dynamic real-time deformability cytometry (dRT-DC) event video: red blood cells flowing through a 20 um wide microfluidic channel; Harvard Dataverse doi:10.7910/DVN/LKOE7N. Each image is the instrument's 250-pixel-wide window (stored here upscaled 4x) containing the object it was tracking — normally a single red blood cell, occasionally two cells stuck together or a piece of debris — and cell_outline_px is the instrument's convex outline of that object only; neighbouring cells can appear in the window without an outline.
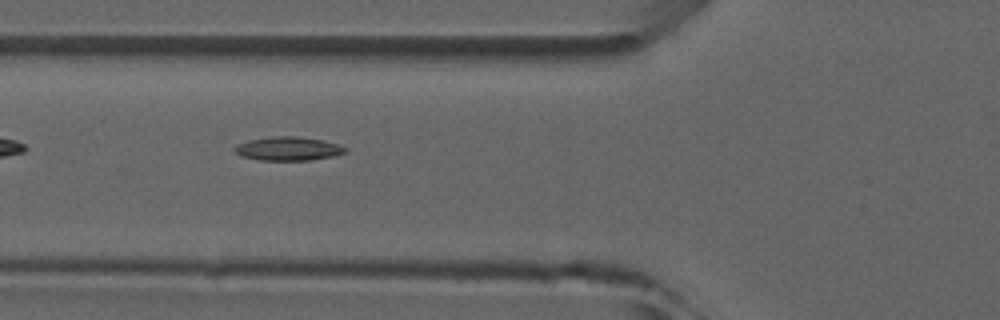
{"species": "common noctule bat (a hibernating species)", "species_latin": "Nyctalus noctula", "temperature_condition": "room temperature", "stored_images_in_passage": 9, "camera_frame_rate_fps": 3000, "um_per_image_px": 0.085, "animal": {"sex": "male", "forearm_length_mm": 52.5}, "frame": {"image": 1, "passage_image": 6, "time_ms": 5.667, "image_size_px": [1000, 320], "cell_outline_px": [[348, 152], [332, 156], [312, 160], [260, 160], [240, 156], [232, 148], [236, 144], [248, 140], [272, 136], [296, 136], [324, 140], [348, 148]], "centroid_in_image_um": [24.48, 12.63], "position_along_channel_um": 101.3, "area_um2": 15.43}}
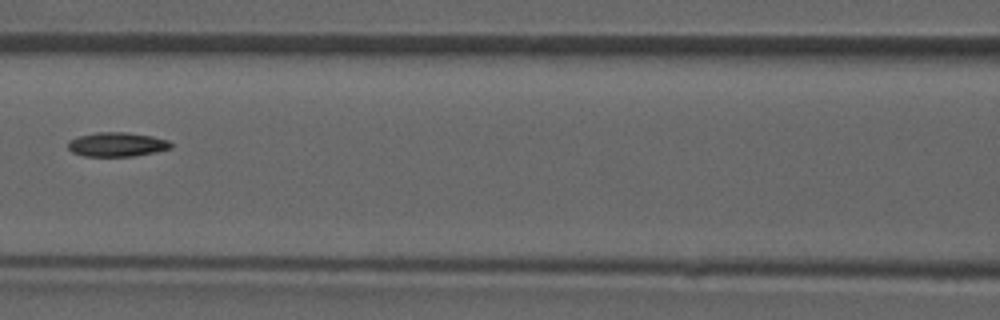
{"frame": {"image": 2, "passage_image": 7, "time_ms": 7.0, "image_size_px": [1000, 320], "cell_outline_px": [[172, 148], [132, 156], [84, 156], [72, 152], [68, 148], [68, 140], [80, 136], [96, 132], [128, 132], [152, 136], [168, 140], [172, 144]], "centroid_in_image_um": [9.92, 12.27], "position_along_channel_um": 156.7, "area_um2": 14.45}}